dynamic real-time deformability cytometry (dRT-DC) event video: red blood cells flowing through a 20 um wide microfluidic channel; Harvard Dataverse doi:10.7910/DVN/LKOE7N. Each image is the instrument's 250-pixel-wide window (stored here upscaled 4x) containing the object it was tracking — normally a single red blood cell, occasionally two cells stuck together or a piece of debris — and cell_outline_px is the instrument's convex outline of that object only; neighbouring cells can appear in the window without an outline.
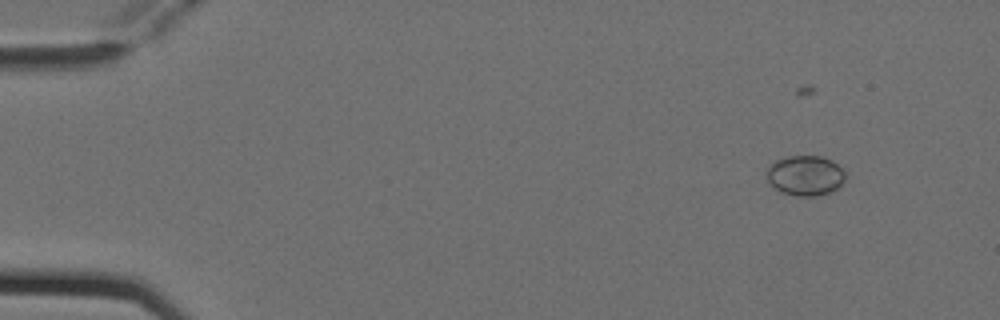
{"species": "Egyptian fruit bat (a non-hibernating species)", "species_latin": "Rousettus aegyptiacus", "temperature_condition": "cold", "stored_images_in_passage": 6, "camera_frame_rate_fps": 3000, "um_per_image_px": 0.085, "animal": {"sex": "female"}, "frame": {"image": 1, "passage_image": 2, "time_ms": 0.333, "image_size_px": [1000, 320], "cell_outline_px": [[844, 180], [836, 188], [828, 192], [816, 196], [796, 196], [780, 192], [768, 180], [768, 168], [776, 160], [788, 156], [820, 156], [832, 160], [844, 172]], "centroid_in_image_um": [68.44, 14.92], "position_along_channel_um": 16.6, "area_um2": 17.98}}
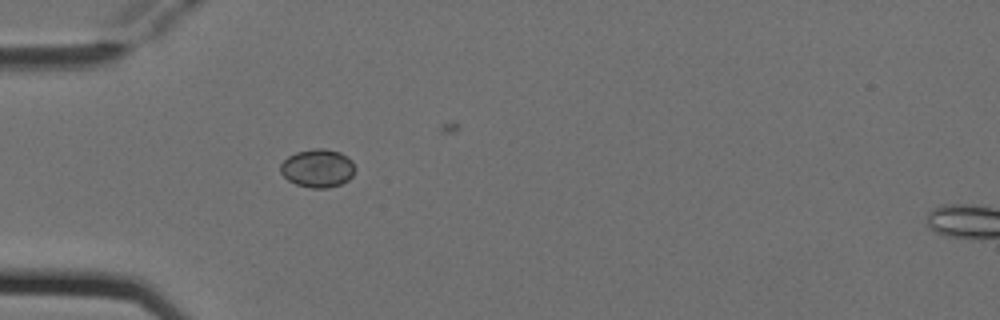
{"frame": {"image": 2, "passage_image": 5, "time_ms": 1.333, "image_size_px": [1000, 320], "cell_outline_px": [[356, 168], [352, 176], [348, 180], [340, 184], [328, 188], [312, 188], [296, 184], [288, 180], [280, 172], [280, 164], [288, 156], [296, 152], [316, 148], [324, 148], [340, 152], [348, 156], [352, 160]], "centroid_in_image_um": [27.02, 14.29], "position_along_channel_um": 58.0, "area_um2": 16.76}}